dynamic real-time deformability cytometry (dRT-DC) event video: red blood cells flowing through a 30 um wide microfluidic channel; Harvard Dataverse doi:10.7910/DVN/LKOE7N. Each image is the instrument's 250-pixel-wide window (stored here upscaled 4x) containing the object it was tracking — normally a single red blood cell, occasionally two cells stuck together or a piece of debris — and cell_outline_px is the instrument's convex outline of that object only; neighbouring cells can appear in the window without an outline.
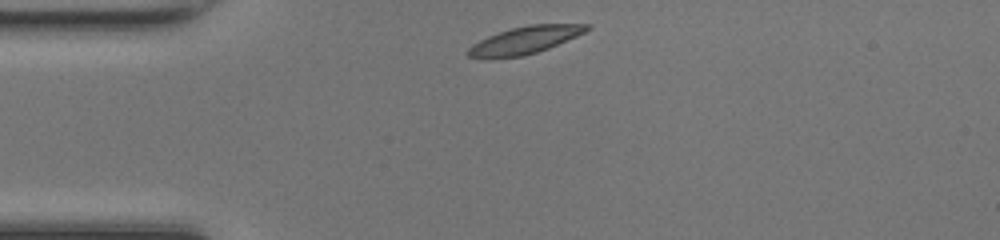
{"species": "common noctule bat (a hibernating species)", "species_latin": "Nyctalus noctula", "temperature_condition": "room temperature", "stored_images_in_passage": 32, "camera_frame_rate_fps": 3000, "um_per_image_px": 0.085, "animal": {"sex": "female", "body_mass_g": 17.0, "forearm_length_mm": 48.0}, "frame": {"image": 1, "passage_image": 1, "time_ms": 0.0, "image_size_px": [1000, 240], "cell_outline_px": [[592, 28], [576, 36], [548, 48], [536, 52], [520, 56], [484, 60], [468, 56], [464, 52], [472, 44], [488, 36], [512, 28], [528, 24], [592, 24]], "centroid_in_image_um": [44.55, 3.43], "position_along_channel_um": 40.4, "area_um2": 19.07}}
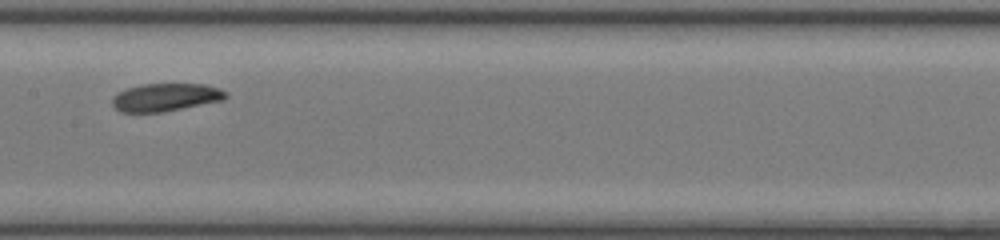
{"frame": {"image": 2, "passage_image": 14, "time_ms": 4.333, "image_size_px": [1000, 240], "cell_outline_px": [[228, 96], [224, 100], [164, 112], [120, 112], [112, 104], [112, 96], [128, 88], [140, 84], [204, 84], [220, 88], [228, 92]], "centroid_in_image_um": [14.11, 8.27], "position_along_channel_um": 193.3, "area_um2": 18.55}}
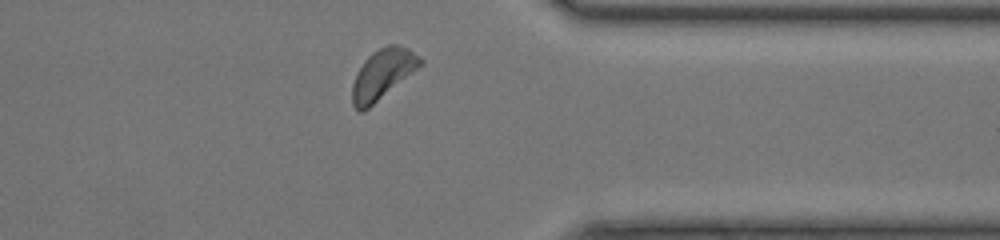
{"frame": {"image": 3, "passage_image": 28, "time_ms": 9.0, "image_size_px": [1000, 240], "cell_outline_px": [[424, 64], [364, 112], [356, 112], [352, 104], [352, 84], [356, 72], [364, 60], [372, 52], [388, 44], [396, 44], [408, 48], [420, 56], [424, 60]], "centroid_in_image_um": [32.52, 6.32], "position_along_channel_um": 378.9, "area_um2": 20.17}, "authors_computed_cell_mechanics": {"area_um2": 18.8717, "velocity_mm_per_s": 4.1669, "shape_relaxation_time_tau1_ms": 1.8463, "shape_relaxation_time_tau2_ms": 7.9575, "deformation_change_tau1": 0.078, "deformation_change_tau2": 0.208}}